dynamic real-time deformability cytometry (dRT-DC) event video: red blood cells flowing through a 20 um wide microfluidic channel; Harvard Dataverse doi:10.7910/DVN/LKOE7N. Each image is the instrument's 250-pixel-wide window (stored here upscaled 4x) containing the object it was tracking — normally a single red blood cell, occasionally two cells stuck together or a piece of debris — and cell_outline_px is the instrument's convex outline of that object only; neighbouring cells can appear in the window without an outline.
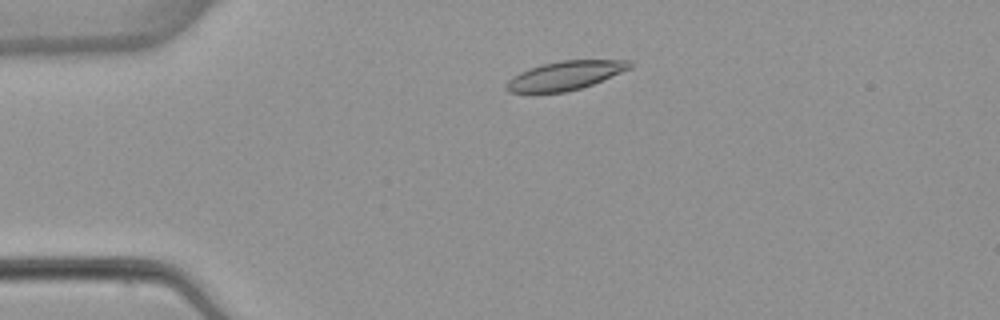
{"species": "common noctule bat (a hibernating species)", "species_latin": "Nyctalus noctula", "temperature_condition": "warm", "stored_images_in_passage": 4, "camera_frame_rate_fps": 3000, "um_per_image_px": 0.085, "animal": {"sex": "female", "body_mass_g": 22.7, "forearm_length_mm": 54.2}, "frame": {"image": 1, "passage_image": 3, "time_ms": 2.333, "image_size_px": [1000, 320], "cell_outline_px": [[632, 68], [592, 84], [580, 88], [564, 92], [532, 96], [508, 92], [504, 88], [504, 84], [512, 76], [528, 68], [560, 60], [632, 60]], "centroid_in_image_um": [47.93, 6.47], "position_along_channel_um": 37.1, "area_um2": 21.5}}